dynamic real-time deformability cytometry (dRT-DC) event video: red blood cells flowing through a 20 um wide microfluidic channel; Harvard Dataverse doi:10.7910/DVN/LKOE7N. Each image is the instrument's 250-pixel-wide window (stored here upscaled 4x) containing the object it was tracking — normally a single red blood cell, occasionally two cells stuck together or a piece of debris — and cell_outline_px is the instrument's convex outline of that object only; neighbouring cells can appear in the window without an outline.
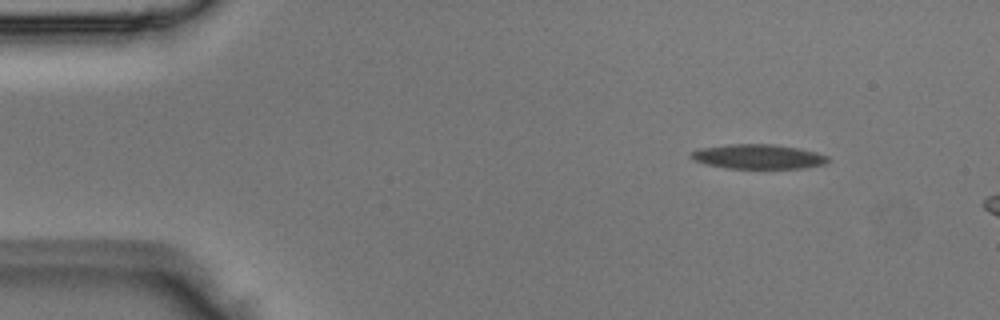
{"species": "Egyptian fruit bat (a non-hibernating species)", "species_latin": "Rousettus aegyptiacus", "temperature_condition": "room temperature", "stored_images_in_passage": 3, "camera_frame_rate_fps": 3000, "um_per_image_px": 0.085, "animal": {"sex": "male"}, "frame": {"image": 1, "passage_image": 1, "time_ms": 0.0, "image_size_px": [1000, 320], "cell_outline_px": [[828, 160], [824, 164], [800, 168], [728, 168], [704, 164], [692, 160], [692, 152], [700, 148], [728, 144], [772, 144], [800, 148], [816, 152], [828, 156]], "centroid_in_image_um": [64.43, 13.31], "position_along_channel_um": 20.6, "area_um2": 19.48}}